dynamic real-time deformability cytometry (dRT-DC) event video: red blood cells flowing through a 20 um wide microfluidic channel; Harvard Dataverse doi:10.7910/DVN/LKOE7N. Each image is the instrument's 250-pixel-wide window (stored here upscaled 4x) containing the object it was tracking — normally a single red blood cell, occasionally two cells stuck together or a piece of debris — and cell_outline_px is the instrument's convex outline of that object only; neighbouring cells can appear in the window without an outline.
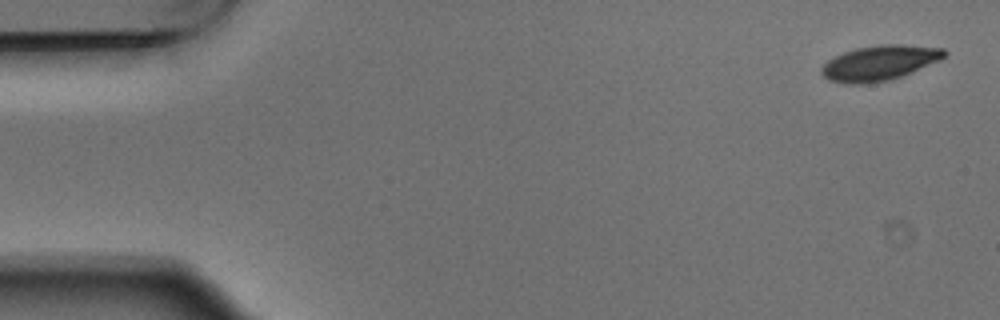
{"species": "Egyptian fruit bat (a non-hibernating species)", "species_latin": "Rousettus aegyptiacus", "temperature_condition": "warm", "stored_images_in_passage": 4, "camera_frame_rate_fps": 3000, "um_per_image_px": 0.085, "animal": {"sex": "male"}, "frame": {"image": 1, "passage_image": 1, "time_ms": 0.0, "image_size_px": [1000, 320], "cell_outline_px": [[948, 52], [940, 60], [900, 76], [888, 80], [864, 84], [844, 84], [828, 80], [820, 72], [820, 68], [828, 60], [844, 52], [856, 48], [880, 44], [900, 44], [944, 48]], "centroid_in_image_um": [74.73, 5.34], "position_along_channel_um": 10.3, "area_um2": 24.97}}
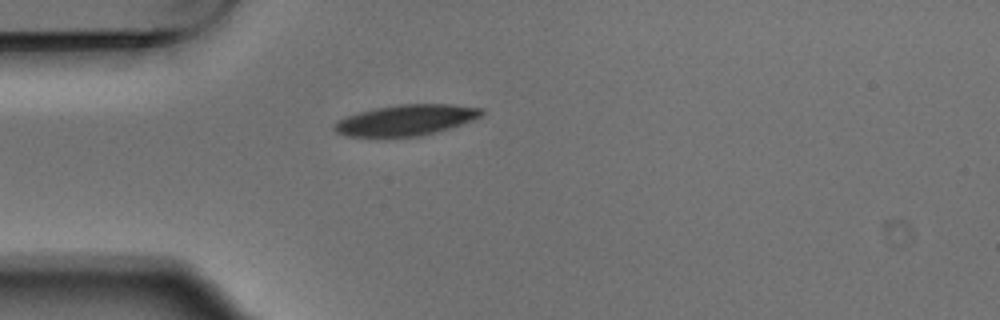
{"frame": {"image": 2, "passage_image": 4, "time_ms": 1.0, "image_size_px": [1000, 320], "cell_outline_px": [[484, 112], [480, 116], [472, 120], [436, 132], [420, 136], [380, 140], [344, 136], [336, 132], [332, 128], [332, 124], [348, 116], [360, 112], [376, 108], [400, 104], [452, 104], [484, 108]], "centroid_in_image_um": [34.43, 10.26], "position_along_channel_um": 50.6, "area_um2": 27.22}}